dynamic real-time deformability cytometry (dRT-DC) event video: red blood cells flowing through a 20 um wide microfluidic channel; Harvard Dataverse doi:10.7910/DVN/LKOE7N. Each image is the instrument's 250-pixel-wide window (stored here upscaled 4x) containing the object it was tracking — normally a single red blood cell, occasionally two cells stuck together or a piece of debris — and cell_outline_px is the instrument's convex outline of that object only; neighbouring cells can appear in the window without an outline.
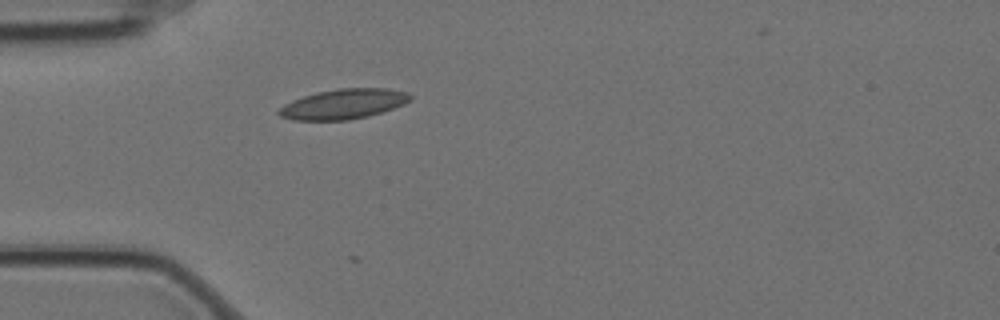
{"species": "Egyptian fruit bat (a non-hibernating species)", "species_latin": "Rousettus aegyptiacus", "temperature_condition": "cold", "stored_images_in_passage": 9, "camera_frame_rate_fps": 3000, "um_per_image_px": 0.085, "animal": {"sex": "female"}, "frame": {"image": 1, "passage_image": 1, "time_ms": 0.0, "image_size_px": [1000, 320], "cell_outline_px": [[412, 100], [404, 104], [368, 116], [348, 120], [292, 120], [280, 116], [276, 112], [284, 104], [292, 100], [316, 92], [336, 88], [388, 88], [408, 92], [412, 96]], "centroid_in_image_um": [29.19, 8.83], "position_along_channel_um": 55.8, "area_um2": 23.06}}
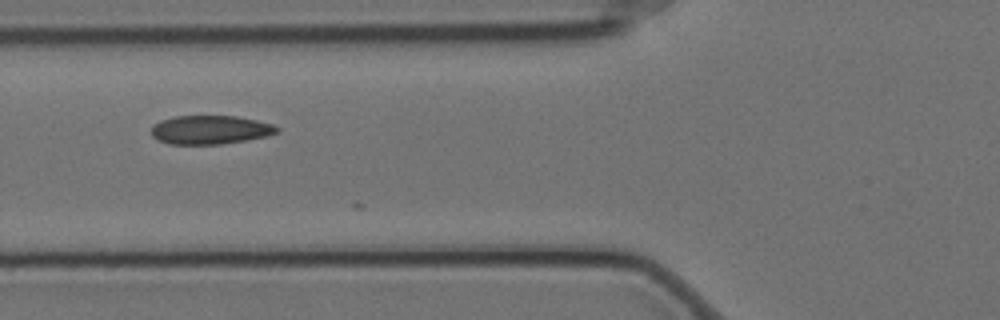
{"frame": {"image": 2, "passage_image": 6, "time_ms": 1.667, "image_size_px": [1000, 320], "cell_outline_px": [[280, 132], [268, 136], [248, 140], [220, 144], [168, 144], [156, 140], [152, 136], [152, 124], [160, 120], [172, 116], [236, 116], [256, 120], [272, 124], [280, 128]], "centroid_in_image_um": [17.86, 11.03], "position_along_channel_um": 107.9, "area_um2": 21.33}}